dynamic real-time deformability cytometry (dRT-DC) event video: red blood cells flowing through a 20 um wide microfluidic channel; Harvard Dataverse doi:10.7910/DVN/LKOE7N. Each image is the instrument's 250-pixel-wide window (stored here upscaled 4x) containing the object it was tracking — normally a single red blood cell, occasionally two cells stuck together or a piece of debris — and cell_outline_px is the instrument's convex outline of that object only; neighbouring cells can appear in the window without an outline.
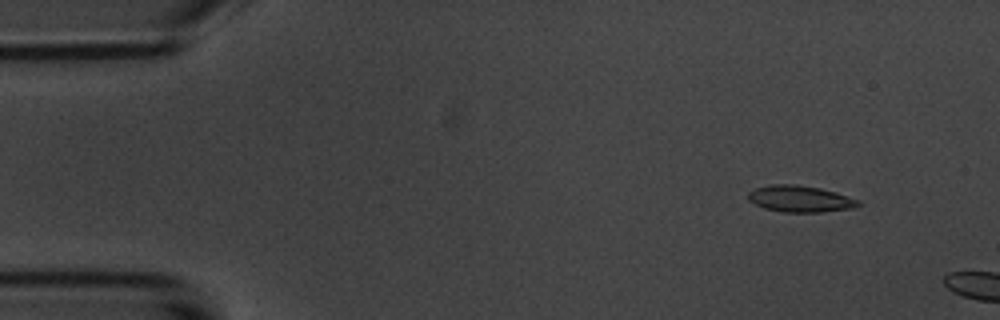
{"species": "common noctule bat (a hibernating species)", "species_latin": "Nyctalus noctula", "temperature_condition": "room temperature", "stored_images_in_passage": 2, "camera_frame_rate_fps": 3000, "um_per_image_px": 0.085, "animal": {"sex": "male", "body_mass_g": 20.1, "forearm_length_mm": 53.5}, "frame": {"image": 1, "passage_image": 1, "time_ms": 0.0, "image_size_px": [1000, 320], "cell_outline_px": [[860, 204], [852, 208], [820, 212], [784, 212], [764, 208], [748, 200], [748, 192], [756, 188], [772, 184], [796, 184], [820, 188], [836, 192], [860, 200]], "centroid_in_image_um": [68.01, 16.89], "position_along_channel_um": 17.0, "area_um2": 16.94}}